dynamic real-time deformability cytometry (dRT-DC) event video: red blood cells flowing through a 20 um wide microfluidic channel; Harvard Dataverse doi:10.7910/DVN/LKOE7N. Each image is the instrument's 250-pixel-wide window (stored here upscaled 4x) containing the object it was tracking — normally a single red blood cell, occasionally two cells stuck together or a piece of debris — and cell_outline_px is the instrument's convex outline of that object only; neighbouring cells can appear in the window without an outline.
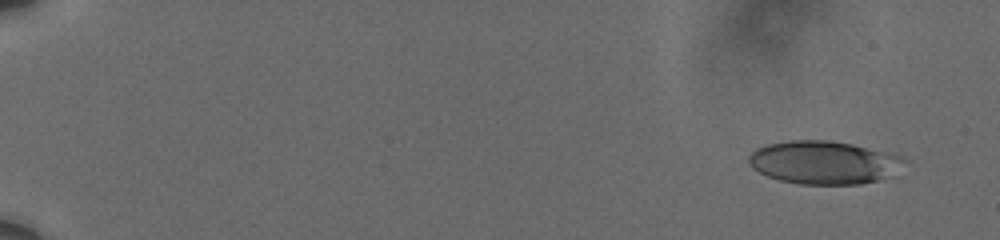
{"species": "human", "species_latin": "Homo sapiens", "temperature_condition": "cold", "stored_images_in_passage": 59, "camera_frame_rate_fps": 3000, "um_per_image_px": 0.085, "donor": {"sex": "male"}, "frame": {"image": 1, "passage_image": 4, "time_ms": 1.0, "image_size_px": [1000, 240], "cell_outline_px": [[904, 160], [876, 180], [860, 184], [800, 184], [780, 180], [768, 176], [752, 168], [748, 160], [748, 156], [756, 148], [768, 144], [788, 140], [828, 140], [852, 144], [892, 152], [900, 156]], "centroid_in_image_um": [69.89, 13.78], "position_along_channel_um": 15.1, "area_um2": 38.26}}
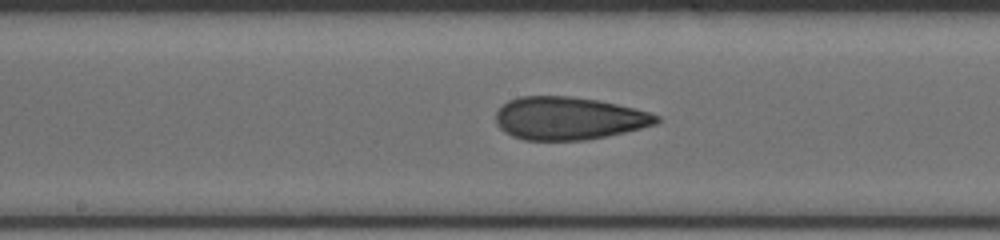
{"frame": {"image": 2, "passage_image": 34, "time_ms": 11.0, "image_size_px": [1000, 240], "cell_outline_px": [[660, 120], [656, 124], [624, 132], [588, 140], [524, 140], [512, 136], [504, 132], [496, 124], [496, 112], [508, 100], [520, 96], [572, 96], [600, 100], [636, 108], [660, 116]], "centroid_in_image_um": [48.33, 10.05], "position_along_channel_um": 199.9, "area_um2": 40.29}}
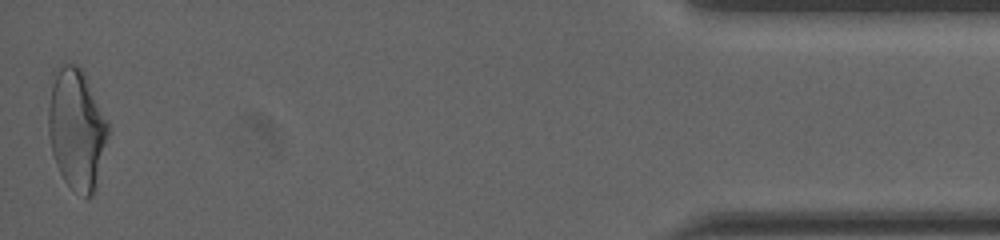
{"frame": {"image": 3, "passage_image": 59, "time_ms": 19.333, "image_size_px": [1000, 240], "cell_outline_px": [[108, 136], [96, 188], [92, 196], [84, 196], [72, 188], [64, 180], [56, 164], [52, 152], [48, 136], [48, 104], [52, 68], [64, 64], [76, 64], [84, 72], [108, 120]], "centroid_in_image_um": [6.49, 10.91], "position_along_channel_um": 428.7, "area_um2": 42.54}, "authors_computed_cell_mechanics": {"area_um2": 39.3618, "velocity_mm_per_s": 3.6169, "shape_relaxation_time_tau1_ms": null, "shape_relaxation_time_tau2_ms": 1.8876, "deformation_change_tau1": null, "deformation_change_tau2": 0.0978}}